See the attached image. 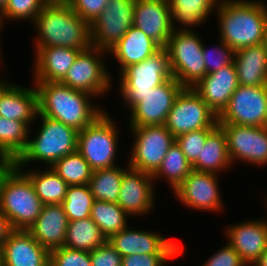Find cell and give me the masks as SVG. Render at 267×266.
Instances as JSON below:
<instances>
[{"mask_svg": "<svg viewBox=\"0 0 267 266\" xmlns=\"http://www.w3.org/2000/svg\"><path fill=\"white\" fill-rule=\"evenodd\" d=\"M38 114L62 122L77 131L94 122L106 108L94 104L95 96L74 90L61 82H34ZM94 97V98H93Z\"/></svg>", "mask_w": 267, "mask_h": 266, "instance_id": "obj_1", "label": "cell"}, {"mask_svg": "<svg viewBox=\"0 0 267 266\" xmlns=\"http://www.w3.org/2000/svg\"><path fill=\"white\" fill-rule=\"evenodd\" d=\"M218 35L234 51L263 43L267 4L263 0H220Z\"/></svg>", "mask_w": 267, "mask_h": 266, "instance_id": "obj_2", "label": "cell"}, {"mask_svg": "<svg viewBox=\"0 0 267 266\" xmlns=\"http://www.w3.org/2000/svg\"><path fill=\"white\" fill-rule=\"evenodd\" d=\"M31 24L37 36L33 38L34 53L43 47L85 50L93 46L90 23L70 5H45Z\"/></svg>", "mask_w": 267, "mask_h": 266, "instance_id": "obj_3", "label": "cell"}, {"mask_svg": "<svg viewBox=\"0 0 267 266\" xmlns=\"http://www.w3.org/2000/svg\"><path fill=\"white\" fill-rule=\"evenodd\" d=\"M36 119H40L38 125L41 126L33 137V127L30 128L27 147L14 162L18 168H26L31 162L38 165L43 162L45 167H52L60 158L77 151L78 131L75 128L40 114Z\"/></svg>", "mask_w": 267, "mask_h": 266, "instance_id": "obj_4", "label": "cell"}, {"mask_svg": "<svg viewBox=\"0 0 267 266\" xmlns=\"http://www.w3.org/2000/svg\"><path fill=\"white\" fill-rule=\"evenodd\" d=\"M43 206L29 177L11 163L0 175V211L13 230H28Z\"/></svg>", "mask_w": 267, "mask_h": 266, "instance_id": "obj_5", "label": "cell"}, {"mask_svg": "<svg viewBox=\"0 0 267 266\" xmlns=\"http://www.w3.org/2000/svg\"><path fill=\"white\" fill-rule=\"evenodd\" d=\"M118 78L122 107L130 111L154 87L173 78L166 49L162 47L149 58L125 67Z\"/></svg>", "mask_w": 267, "mask_h": 266, "instance_id": "obj_6", "label": "cell"}, {"mask_svg": "<svg viewBox=\"0 0 267 266\" xmlns=\"http://www.w3.org/2000/svg\"><path fill=\"white\" fill-rule=\"evenodd\" d=\"M109 113L106 109L94 122L78 131L77 151L93 171L118 166L120 130Z\"/></svg>", "mask_w": 267, "mask_h": 266, "instance_id": "obj_7", "label": "cell"}, {"mask_svg": "<svg viewBox=\"0 0 267 266\" xmlns=\"http://www.w3.org/2000/svg\"><path fill=\"white\" fill-rule=\"evenodd\" d=\"M193 29L174 30L166 46L173 77L184 87L193 88L206 75L203 39Z\"/></svg>", "mask_w": 267, "mask_h": 266, "instance_id": "obj_8", "label": "cell"}, {"mask_svg": "<svg viewBox=\"0 0 267 266\" xmlns=\"http://www.w3.org/2000/svg\"><path fill=\"white\" fill-rule=\"evenodd\" d=\"M107 57L108 52L93 46L81 51L61 83L95 96L94 100L103 99L113 85V76L104 61Z\"/></svg>", "mask_w": 267, "mask_h": 266, "instance_id": "obj_9", "label": "cell"}, {"mask_svg": "<svg viewBox=\"0 0 267 266\" xmlns=\"http://www.w3.org/2000/svg\"><path fill=\"white\" fill-rule=\"evenodd\" d=\"M128 128L134 141L128 152V166L153 175L175 143V137L165 124Z\"/></svg>", "mask_w": 267, "mask_h": 266, "instance_id": "obj_10", "label": "cell"}, {"mask_svg": "<svg viewBox=\"0 0 267 266\" xmlns=\"http://www.w3.org/2000/svg\"><path fill=\"white\" fill-rule=\"evenodd\" d=\"M218 116L193 88H183L177 95L165 123L175 138L190 131L215 128Z\"/></svg>", "mask_w": 267, "mask_h": 266, "instance_id": "obj_11", "label": "cell"}, {"mask_svg": "<svg viewBox=\"0 0 267 266\" xmlns=\"http://www.w3.org/2000/svg\"><path fill=\"white\" fill-rule=\"evenodd\" d=\"M218 124L267 127L266 86L239 85L218 115Z\"/></svg>", "mask_w": 267, "mask_h": 266, "instance_id": "obj_12", "label": "cell"}, {"mask_svg": "<svg viewBox=\"0 0 267 266\" xmlns=\"http://www.w3.org/2000/svg\"><path fill=\"white\" fill-rule=\"evenodd\" d=\"M136 0H109L101 14L90 24L92 45L111 50L133 26Z\"/></svg>", "mask_w": 267, "mask_h": 266, "instance_id": "obj_13", "label": "cell"}, {"mask_svg": "<svg viewBox=\"0 0 267 266\" xmlns=\"http://www.w3.org/2000/svg\"><path fill=\"white\" fill-rule=\"evenodd\" d=\"M218 125L225 133L228 154L233 166L235 162L267 166V127Z\"/></svg>", "mask_w": 267, "mask_h": 266, "instance_id": "obj_14", "label": "cell"}, {"mask_svg": "<svg viewBox=\"0 0 267 266\" xmlns=\"http://www.w3.org/2000/svg\"><path fill=\"white\" fill-rule=\"evenodd\" d=\"M219 177L215 173L192 170L174 190L176 200L190 210L221 213L224 203L222 190L219 187Z\"/></svg>", "mask_w": 267, "mask_h": 266, "instance_id": "obj_15", "label": "cell"}, {"mask_svg": "<svg viewBox=\"0 0 267 266\" xmlns=\"http://www.w3.org/2000/svg\"><path fill=\"white\" fill-rule=\"evenodd\" d=\"M183 88L174 77L154 87L143 96L142 101L127 112L129 116L128 126L140 127L165 124L168 113Z\"/></svg>", "mask_w": 267, "mask_h": 266, "instance_id": "obj_16", "label": "cell"}, {"mask_svg": "<svg viewBox=\"0 0 267 266\" xmlns=\"http://www.w3.org/2000/svg\"><path fill=\"white\" fill-rule=\"evenodd\" d=\"M155 187L151 174L129 167L123 173L117 203L130 218L147 216L155 209Z\"/></svg>", "mask_w": 267, "mask_h": 266, "instance_id": "obj_17", "label": "cell"}, {"mask_svg": "<svg viewBox=\"0 0 267 266\" xmlns=\"http://www.w3.org/2000/svg\"><path fill=\"white\" fill-rule=\"evenodd\" d=\"M154 231V232H153ZM132 229L126 227L120 232L112 235L107 241L122 257L133 254L149 253H182V245L177 241L155 232V230Z\"/></svg>", "mask_w": 267, "mask_h": 266, "instance_id": "obj_18", "label": "cell"}, {"mask_svg": "<svg viewBox=\"0 0 267 266\" xmlns=\"http://www.w3.org/2000/svg\"><path fill=\"white\" fill-rule=\"evenodd\" d=\"M262 218L233 223L224 230L226 242L248 266H252L267 249V217Z\"/></svg>", "mask_w": 267, "mask_h": 266, "instance_id": "obj_19", "label": "cell"}, {"mask_svg": "<svg viewBox=\"0 0 267 266\" xmlns=\"http://www.w3.org/2000/svg\"><path fill=\"white\" fill-rule=\"evenodd\" d=\"M133 26L165 47L174 31L168 0H136Z\"/></svg>", "mask_w": 267, "mask_h": 266, "instance_id": "obj_20", "label": "cell"}, {"mask_svg": "<svg viewBox=\"0 0 267 266\" xmlns=\"http://www.w3.org/2000/svg\"><path fill=\"white\" fill-rule=\"evenodd\" d=\"M50 252L27 230H13L0 248V266H49Z\"/></svg>", "mask_w": 267, "mask_h": 266, "instance_id": "obj_21", "label": "cell"}, {"mask_svg": "<svg viewBox=\"0 0 267 266\" xmlns=\"http://www.w3.org/2000/svg\"><path fill=\"white\" fill-rule=\"evenodd\" d=\"M28 88L7 81L0 89V116L22 121L30 128L38 114V95L33 83ZM33 87V88H32Z\"/></svg>", "mask_w": 267, "mask_h": 266, "instance_id": "obj_22", "label": "cell"}, {"mask_svg": "<svg viewBox=\"0 0 267 266\" xmlns=\"http://www.w3.org/2000/svg\"><path fill=\"white\" fill-rule=\"evenodd\" d=\"M81 51L59 46L39 48L33 54L32 81L61 82Z\"/></svg>", "mask_w": 267, "mask_h": 266, "instance_id": "obj_23", "label": "cell"}, {"mask_svg": "<svg viewBox=\"0 0 267 266\" xmlns=\"http://www.w3.org/2000/svg\"><path fill=\"white\" fill-rule=\"evenodd\" d=\"M234 62L216 72L206 74L193 89L218 116L238 88Z\"/></svg>", "mask_w": 267, "mask_h": 266, "instance_id": "obj_24", "label": "cell"}, {"mask_svg": "<svg viewBox=\"0 0 267 266\" xmlns=\"http://www.w3.org/2000/svg\"><path fill=\"white\" fill-rule=\"evenodd\" d=\"M68 222L61 204L44 205L38 218L27 231L50 252L64 246Z\"/></svg>", "mask_w": 267, "mask_h": 266, "instance_id": "obj_25", "label": "cell"}, {"mask_svg": "<svg viewBox=\"0 0 267 266\" xmlns=\"http://www.w3.org/2000/svg\"><path fill=\"white\" fill-rule=\"evenodd\" d=\"M161 48L142 30L132 26L120 41L108 51V56L113 57V60L116 59V63L118 62L119 65L117 66L118 73H120L125 67L149 58Z\"/></svg>", "mask_w": 267, "mask_h": 266, "instance_id": "obj_26", "label": "cell"}, {"mask_svg": "<svg viewBox=\"0 0 267 266\" xmlns=\"http://www.w3.org/2000/svg\"><path fill=\"white\" fill-rule=\"evenodd\" d=\"M234 65L239 85L265 86L267 80V52L263 44L235 51Z\"/></svg>", "mask_w": 267, "mask_h": 266, "instance_id": "obj_27", "label": "cell"}, {"mask_svg": "<svg viewBox=\"0 0 267 266\" xmlns=\"http://www.w3.org/2000/svg\"><path fill=\"white\" fill-rule=\"evenodd\" d=\"M231 163L227 140L223 129L217 125L207 136L204 147L200 152L197 161L192 165V169L200 172L225 173L231 171Z\"/></svg>", "mask_w": 267, "mask_h": 266, "instance_id": "obj_28", "label": "cell"}, {"mask_svg": "<svg viewBox=\"0 0 267 266\" xmlns=\"http://www.w3.org/2000/svg\"><path fill=\"white\" fill-rule=\"evenodd\" d=\"M168 2L173 29L186 30L206 24L210 15L216 11L220 0H168Z\"/></svg>", "mask_w": 267, "mask_h": 266, "instance_id": "obj_29", "label": "cell"}, {"mask_svg": "<svg viewBox=\"0 0 267 266\" xmlns=\"http://www.w3.org/2000/svg\"><path fill=\"white\" fill-rule=\"evenodd\" d=\"M19 168L32 182L35 192L44 205L61 204L66 196L68 184L51 168Z\"/></svg>", "mask_w": 267, "mask_h": 266, "instance_id": "obj_30", "label": "cell"}, {"mask_svg": "<svg viewBox=\"0 0 267 266\" xmlns=\"http://www.w3.org/2000/svg\"><path fill=\"white\" fill-rule=\"evenodd\" d=\"M29 130L30 127L22 121L0 116V156L14 163L27 147Z\"/></svg>", "mask_w": 267, "mask_h": 266, "instance_id": "obj_31", "label": "cell"}, {"mask_svg": "<svg viewBox=\"0 0 267 266\" xmlns=\"http://www.w3.org/2000/svg\"><path fill=\"white\" fill-rule=\"evenodd\" d=\"M106 241L90 217L68 222L64 247L91 252Z\"/></svg>", "mask_w": 267, "mask_h": 266, "instance_id": "obj_32", "label": "cell"}, {"mask_svg": "<svg viewBox=\"0 0 267 266\" xmlns=\"http://www.w3.org/2000/svg\"><path fill=\"white\" fill-rule=\"evenodd\" d=\"M192 170V165L188 162L184 153L175 142L169 148L160 167L152 177L155 185L160 180L166 181V183L169 184V188L174 192Z\"/></svg>", "mask_w": 267, "mask_h": 266, "instance_id": "obj_33", "label": "cell"}, {"mask_svg": "<svg viewBox=\"0 0 267 266\" xmlns=\"http://www.w3.org/2000/svg\"><path fill=\"white\" fill-rule=\"evenodd\" d=\"M113 166L95 170L89 180V187L95 200L117 203L123 173L129 168Z\"/></svg>", "mask_w": 267, "mask_h": 266, "instance_id": "obj_34", "label": "cell"}, {"mask_svg": "<svg viewBox=\"0 0 267 266\" xmlns=\"http://www.w3.org/2000/svg\"><path fill=\"white\" fill-rule=\"evenodd\" d=\"M129 217L118 203L100 200L94 201L90 214V218L97 224L107 240L130 224L128 223L131 221Z\"/></svg>", "mask_w": 267, "mask_h": 266, "instance_id": "obj_35", "label": "cell"}, {"mask_svg": "<svg viewBox=\"0 0 267 266\" xmlns=\"http://www.w3.org/2000/svg\"><path fill=\"white\" fill-rule=\"evenodd\" d=\"M68 185H85L89 183L93 170L78 152L60 158L51 167Z\"/></svg>", "mask_w": 267, "mask_h": 266, "instance_id": "obj_36", "label": "cell"}, {"mask_svg": "<svg viewBox=\"0 0 267 266\" xmlns=\"http://www.w3.org/2000/svg\"><path fill=\"white\" fill-rule=\"evenodd\" d=\"M94 201V196L88 184L69 185L61 205L68 221H74L90 217Z\"/></svg>", "mask_w": 267, "mask_h": 266, "instance_id": "obj_37", "label": "cell"}, {"mask_svg": "<svg viewBox=\"0 0 267 266\" xmlns=\"http://www.w3.org/2000/svg\"><path fill=\"white\" fill-rule=\"evenodd\" d=\"M43 0H8L4 9L0 12V23L5 28L4 22L29 21L31 24L44 8ZM12 20V21H11Z\"/></svg>", "mask_w": 267, "mask_h": 266, "instance_id": "obj_38", "label": "cell"}, {"mask_svg": "<svg viewBox=\"0 0 267 266\" xmlns=\"http://www.w3.org/2000/svg\"><path fill=\"white\" fill-rule=\"evenodd\" d=\"M218 39V45L209 49L206 46L207 44L203 42V59L206 74L216 72L222 67L232 64L234 61L235 51L220 38Z\"/></svg>", "mask_w": 267, "mask_h": 266, "instance_id": "obj_39", "label": "cell"}, {"mask_svg": "<svg viewBox=\"0 0 267 266\" xmlns=\"http://www.w3.org/2000/svg\"><path fill=\"white\" fill-rule=\"evenodd\" d=\"M213 129L214 128H203L196 131H190L175 138V142L178 144L191 165L197 161L207 136Z\"/></svg>", "mask_w": 267, "mask_h": 266, "instance_id": "obj_40", "label": "cell"}, {"mask_svg": "<svg viewBox=\"0 0 267 266\" xmlns=\"http://www.w3.org/2000/svg\"><path fill=\"white\" fill-rule=\"evenodd\" d=\"M49 266H92L90 252L61 247L50 251Z\"/></svg>", "mask_w": 267, "mask_h": 266, "instance_id": "obj_41", "label": "cell"}, {"mask_svg": "<svg viewBox=\"0 0 267 266\" xmlns=\"http://www.w3.org/2000/svg\"><path fill=\"white\" fill-rule=\"evenodd\" d=\"M182 245V253H149L124 256L122 266H168L169 261L179 258L185 251Z\"/></svg>", "mask_w": 267, "mask_h": 266, "instance_id": "obj_42", "label": "cell"}, {"mask_svg": "<svg viewBox=\"0 0 267 266\" xmlns=\"http://www.w3.org/2000/svg\"><path fill=\"white\" fill-rule=\"evenodd\" d=\"M202 266H248L239 253L229 244L221 246Z\"/></svg>", "mask_w": 267, "mask_h": 266, "instance_id": "obj_43", "label": "cell"}, {"mask_svg": "<svg viewBox=\"0 0 267 266\" xmlns=\"http://www.w3.org/2000/svg\"><path fill=\"white\" fill-rule=\"evenodd\" d=\"M109 0H71L72 10L90 24L101 14Z\"/></svg>", "mask_w": 267, "mask_h": 266, "instance_id": "obj_44", "label": "cell"}, {"mask_svg": "<svg viewBox=\"0 0 267 266\" xmlns=\"http://www.w3.org/2000/svg\"><path fill=\"white\" fill-rule=\"evenodd\" d=\"M92 266H122V255L106 241L90 252Z\"/></svg>", "mask_w": 267, "mask_h": 266, "instance_id": "obj_45", "label": "cell"}, {"mask_svg": "<svg viewBox=\"0 0 267 266\" xmlns=\"http://www.w3.org/2000/svg\"><path fill=\"white\" fill-rule=\"evenodd\" d=\"M12 231L13 228L8 218L0 211V248L3 246Z\"/></svg>", "mask_w": 267, "mask_h": 266, "instance_id": "obj_46", "label": "cell"}, {"mask_svg": "<svg viewBox=\"0 0 267 266\" xmlns=\"http://www.w3.org/2000/svg\"><path fill=\"white\" fill-rule=\"evenodd\" d=\"M45 5H70L71 0H43Z\"/></svg>", "mask_w": 267, "mask_h": 266, "instance_id": "obj_47", "label": "cell"}, {"mask_svg": "<svg viewBox=\"0 0 267 266\" xmlns=\"http://www.w3.org/2000/svg\"><path fill=\"white\" fill-rule=\"evenodd\" d=\"M252 266H267V249Z\"/></svg>", "mask_w": 267, "mask_h": 266, "instance_id": "obj_48", "label": "cell"}, {"mask_svg": "<svg viewBox=\"0 0 267 266\" xmlns=\"http://www.w3.org/2000/svg\"><path fill=\"white\" fill-rule=\"evenodd\" d=\"M11 163L4 157L0 156V175Z\"/></svg>", "mask_w": 267, "mask_h": 266, "instance_id": "obj_49", "label": "cell"}, {"mask_svg": "<svg viewBox=\"0 0 267 266\" xmlns=\"http://www.w3.org/2000/svg\"><path fill=\"white\" fill-rule=\"evenodd\" d=\"M3 59H4V58H2V57L0 58V74H2V73H1V72H2L1 69H5V68H2V67H4V65H5V64H3V62H4ZM2 65H3V66H2ZM1 66H2V67H1ZM0 77H1V76H0ZM7 81H8V80H7V79H6V80L3 79V77H2V79L0 78V89L3 87V85H4Z\"/></svg>", "mask_w": 267, "mask_h": 266, "instance_id": "obj_50", "label": "cell"}, {"mask_svg": "<svg viewBox=\"0 0 267 266\" xmlns=\"http://www.w3.org/2000/svg\"><path fill=\"white\" fill-rule=\"evenodd\" d=\"M262 44L264 45L265 50L267 52V21H266V25H265L264 38H263Z\"/></svg>", "mask_w": 267, "mask_h": 266, "instance_id": "obj_51", "label": "cell"}, {"mask_svg": "<svg viewBox=\"0 0 267 266\" xmlns=\"http://www.w3.org/2000/svg\"><path fill=\"white\" fill-rule=\"evenodd\" d=\"M8 0H0V12L4 9Z\"/></svg>", "mask_w": 267, "mask_h": 266, "instance_id": "obj_52", "label": "cell"}, {"mask_svg": "<svg viewBox=\"0 0 267 266\" xmlns=\"http://www.w3.org/2000/svg\"><path fill=\"white\" fill-rule=\"evenodd\" d=\"M2 29H3V28H2L1 23H0V37H1V34H2ZM0 39H1V38H0ZM1 46H2V45H1V41H0V58L2 57V56H1V54H2Z\"/></svg>", "mask_w": 267, "mask_h": 266, "instance_id": "obj_53", "label": "cell"}, {"mask_svg": "<svg viewBox=\"0 0 267 266\" xmlns=\"http://www.w3.org/2000/svg\"><path fill=\"white\" fill-rule=\"evenodd\" d=\"M266 197V200H265V206H266V209H267V196H264V198ZM267 211V210H266Z\"/></svg>", "mask_w": 267, "mask_h": 266, "instance_id": "obj_54", "label": "cell"}]
</instances>
